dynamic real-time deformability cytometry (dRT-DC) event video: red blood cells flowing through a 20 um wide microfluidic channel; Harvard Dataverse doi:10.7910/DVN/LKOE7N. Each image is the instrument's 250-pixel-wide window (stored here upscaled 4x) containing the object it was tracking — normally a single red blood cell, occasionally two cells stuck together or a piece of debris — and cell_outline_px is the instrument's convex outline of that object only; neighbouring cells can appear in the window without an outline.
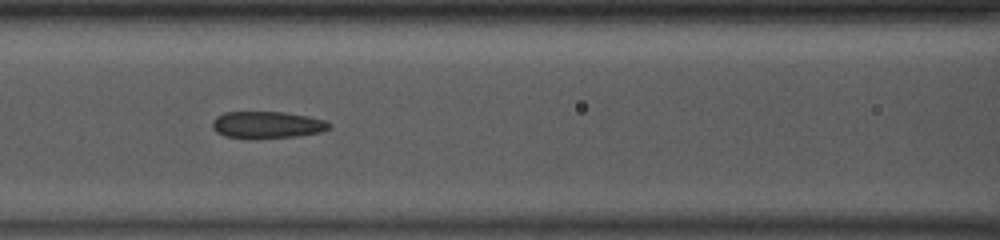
{"species": "common noctule bat (a hibernating species)", "species_latin": "Nyctalus noctula", "temperature_condition": "room temperature", "stored_images_in_passage": 15, "camera_frame_rate_fps": 3000, "um_per_image_px": 0.085, "animal": {"sex": "male", "body_mass_g": 13.0, "forearm_length_mm": 53.1}, "frame": {"image": 1, "passage_image": 9, "time_ms": 2.667, "image_size_px": [1000, 240], "cell_outline_px": [[332, 128], [320, 132], [296, 136], [224, 136], [216, 132], [212, 128], [212, 120], [216, 116], [224, 112], [284, 112], [308, 116], [324, 120], [332, 124]], "centroid_in_image_um": [22.72, 10.57], "position_along_channel_um": 143.9, "area_um2": 17.74}}